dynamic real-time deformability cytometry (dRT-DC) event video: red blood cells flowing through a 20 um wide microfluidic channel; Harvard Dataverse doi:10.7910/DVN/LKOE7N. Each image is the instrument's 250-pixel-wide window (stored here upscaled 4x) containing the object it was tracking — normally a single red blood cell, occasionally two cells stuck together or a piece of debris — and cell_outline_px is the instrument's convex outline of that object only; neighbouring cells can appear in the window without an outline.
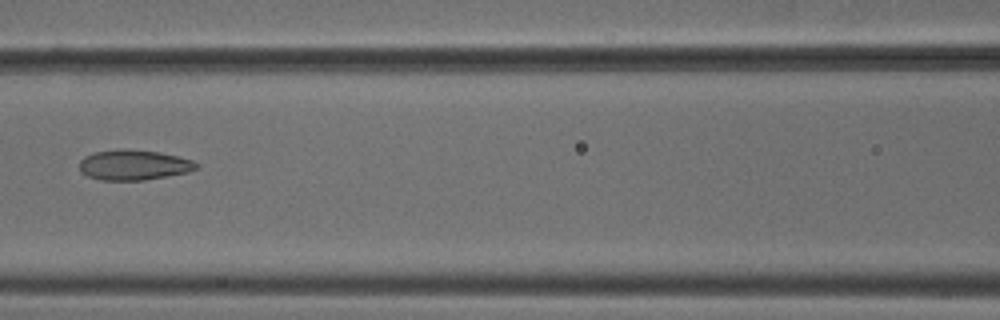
{"species": "common noctule bat (a hibernating species)", "species_latin": "Nyctalus noctula", "temperature_condition": "cold", "stored_images_in_passage": 3, "camera_frame_rate_fps": 3000, "um_per_image_px": 0.085, "animal": {"sex": "male", "body_mass_g": 18.8}, "frame": {"image": 1, "passage_image": 3, "time_ms": 0.667, "image_size_px": [1000, 320], "cell_outline_px": [[200, 164], [196, 168], [188, 172], [168, 176], [144, 180], [100, 180], [88, 176], [80, 172], [80, 160], [84, 156], [92, 152], [120, 148], [124, 148], [160, 152], [192, 160]], "centroid_in_image_um": [11.34, 14.01], "position_along_channel_um": 155.3, "area_um2": 20.81}}